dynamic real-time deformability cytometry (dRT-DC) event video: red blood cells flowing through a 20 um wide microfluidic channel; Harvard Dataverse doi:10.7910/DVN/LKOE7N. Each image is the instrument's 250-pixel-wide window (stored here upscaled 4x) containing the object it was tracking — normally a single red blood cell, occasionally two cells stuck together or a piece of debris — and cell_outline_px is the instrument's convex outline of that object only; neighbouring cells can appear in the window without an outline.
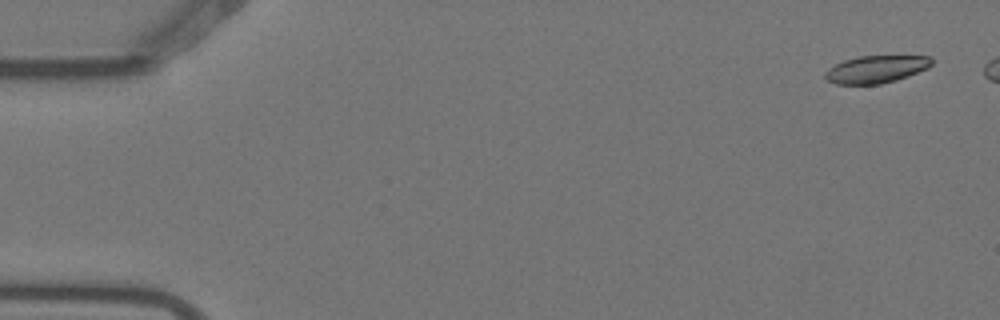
{"species": "Egyptian fruit bat (a non-hibernating species)", "species_latin": "Rousettus aegyptiacus", "temperature_condition": "warm", "stored_images_in_passage": 8, "camera_frame_rate_fps": 3000, "um_per_image_px": 0.085, "animal": {"sex": "female"}, "frame": {"image": 1, "passage_image": 1, "time_ms": 0.0, "image_size_px": [1000, 320], "cell_outline_px": [[932, 64], [928, 68], [908, 76], [896, 80], [880, 84], [836, 84], [824, 80], [824, 72], [828, 68], [844, 60], [860, 56], [932, 56]], "centroid_in_image_um": [74.44, 5.89], "position_along_channel_um": 10.6, "area_um2": 17.11}}
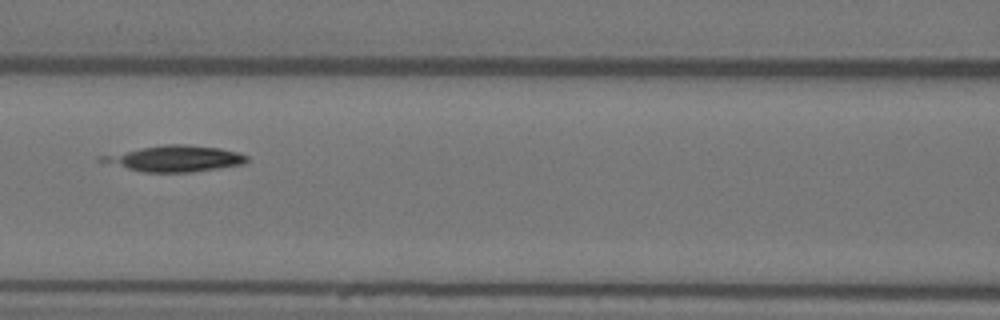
{"frame": {"image": 2, "passage_image": 6, "time_ms": 1.667, "image_size_px": [1000, 320], "cell_outline_px": [[248, 160], [244, 164], [192, 172], [144, 172], [96, 160], [96, 156], [140, 148], [164, 144], [184, 144], [220, 148], [240, 152], [248, 156]], "centroid_in_image_um": [14.87, 13.47], "position_along_channel_um": 151.7, "area_um2": 22.02}}
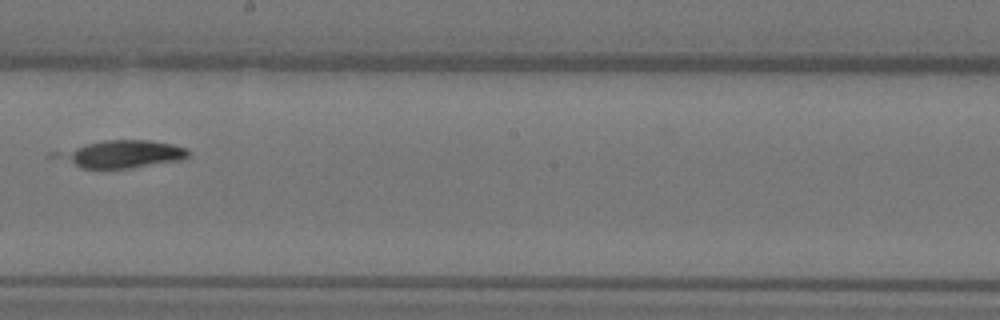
{"frame": {"image": 3, "passage_image": 8, "time_ms": 2.333, "image_size_px": [1000, 320], "cell_outline_px": [[192, 152], [188, 156], [180, 160], [128, 168], [80, 168], [48, 156], [48, 152], [84, 144], [104, 140], [148, 140], [172, 144], [188, 148]], "centroid_in_image_um": [10.22, 13.09], "position_along_channel_um": 238.0, "area_um2": 21.56}}